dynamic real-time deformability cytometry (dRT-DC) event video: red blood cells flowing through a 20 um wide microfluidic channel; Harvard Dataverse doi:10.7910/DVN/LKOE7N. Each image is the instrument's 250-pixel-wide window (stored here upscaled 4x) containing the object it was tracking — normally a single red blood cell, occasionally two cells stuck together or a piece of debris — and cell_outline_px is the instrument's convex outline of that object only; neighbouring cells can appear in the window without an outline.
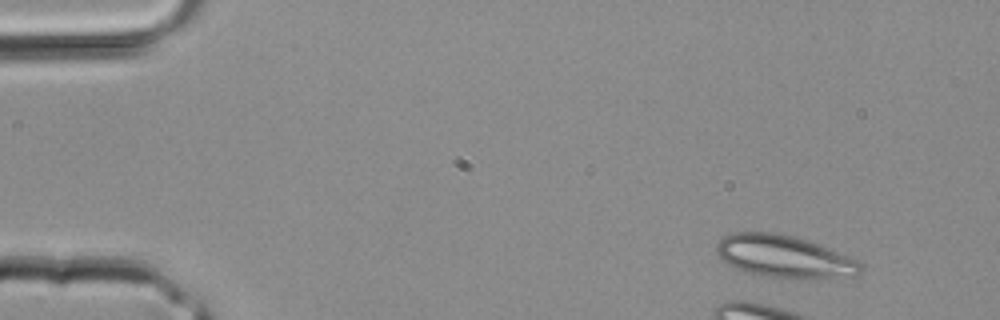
{"species": "common noctule bat (a hibernating species)", "species_latin": "Nyctalus noctula", "temperature_condition": "room temperature", "stored_images_in_passage": 3, "camera_frame_rate_fps": 3000, "um_per_image_px": 0.085, "animal": {"sex": "male", "body_mass_g": 20.4}, "frame": {"image": 1, "passage_image": 1, "time_ms": 0.0, "image_size_px": [1000, 320], "cell_outline_px": [[864, 264], [860, 272], [856, 276], [800, 280], [768, 276], [736, 268], [728, 264], [720, 256], [716, 248], [716, 244], [724, 236], [732, 232], [772, 232], [792, 236], [816, 244], [856, 260]], "centroid_in_image_um": [66.68, 21.82], "position_along_channel_um": 18.3, "area_um2": 35.14}}